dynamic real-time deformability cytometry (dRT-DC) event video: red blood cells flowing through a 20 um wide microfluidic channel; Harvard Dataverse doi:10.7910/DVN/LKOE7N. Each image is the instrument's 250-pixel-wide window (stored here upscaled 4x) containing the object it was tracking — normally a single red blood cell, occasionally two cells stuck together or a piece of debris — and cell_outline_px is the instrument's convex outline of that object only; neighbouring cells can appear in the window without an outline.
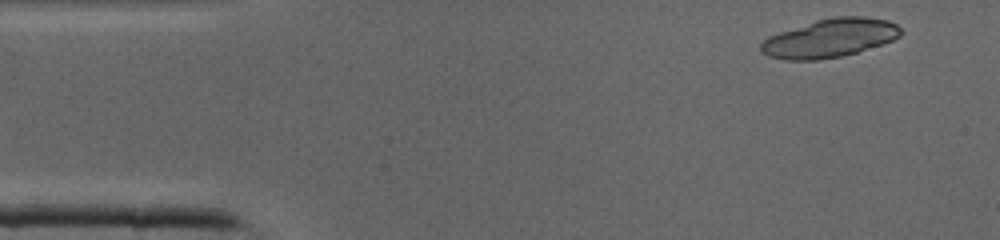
{"species": "common noctule bat (a hibernating species)", "species_latin": "Nyctalus noctula", "temperature_condition": "cold", "stored_images_in_passage": 39, "segment_of_instrument_passage": [1, 2], "camera_frame_rate_fps": 3000, "um_per_image_px": 0.085, "animal": {"sex": "male", "body_mass_g": 19.0, "forearm_length_mm": 50.8}, "frame": {"image": 1, "passage_image": 2, "time_ms": 0.333, "image_size_px": [1000, 240], "cell_outline_px": [[904, 32], [900, 36], [892, 40], [856, 52], [840, 56], [816, 60], [784, 60], [768, 56], [760, 52], [760, 44], [768, 36], [816, 20], [836, 16], [864, 16], [888, 20], [896, 24]], "centroid_in_image_um": [70.53, 3.24], "position_along_channel_um": 14.5, "area_um2": 31.27}}